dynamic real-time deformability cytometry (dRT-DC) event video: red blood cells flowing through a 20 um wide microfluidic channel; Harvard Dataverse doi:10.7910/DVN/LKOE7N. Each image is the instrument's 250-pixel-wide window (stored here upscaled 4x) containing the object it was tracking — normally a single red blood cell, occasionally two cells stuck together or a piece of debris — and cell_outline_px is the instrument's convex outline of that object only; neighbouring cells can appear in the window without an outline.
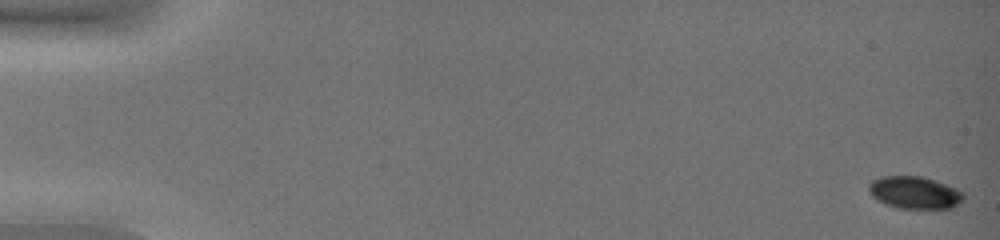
{"species": "common noctule bat (a hibernating species)", "species_latin": "Nyctalus noctula", "temperature_condition": "warm", "stored_images_in_passage": 49, "camera_frame_rate_fps": 3000, "um_per_image_px": 0.085, "animal": {"sex": "female", "body_mass_g": 19.0, "forearm_length_mm": 51.5}, "frame": {"image": 1, "passage_image": 1, "time_ms": 0.0, "image_size_px": [1000, 240], "cell_outline_px": [[964, 200], [952, 208], [896, 208], [884, 204], [872, 196], [868, 188], [868, 184], [872, 180], [880, 176], [920, 176], [944, 184], [964, 192]], "centroid_in_image_um": [77.71, 16.37], "position_along_channel_um": 7.3, "area_um2": 17.8}}
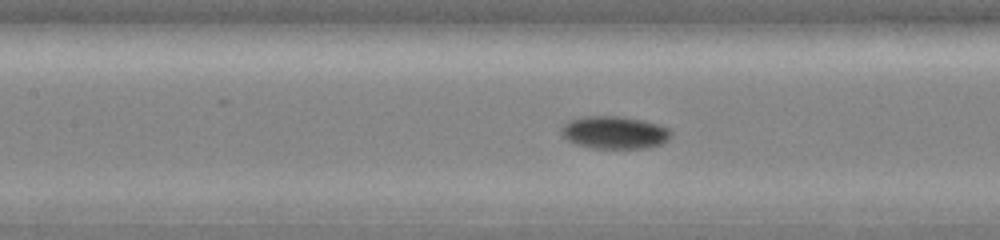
{"frame": {"image": 2, "passage_image": 25, "time_ms": 8.0, "image_size_px": [1000, 240], "cell_outline_px": [[672, 136], [668, 140], [660, 144], [648, 148], [592, 148], [576, 144], [568, 140], [560, 132], [560, 128], [568, 120], [584, 116], [620, 116], [644, 120], [660, 124], [672, 128]], "centroid_in_image_um": [52.27, 11.25], "position_along_channel_um": 155.1, "area_um2": 21.21}}
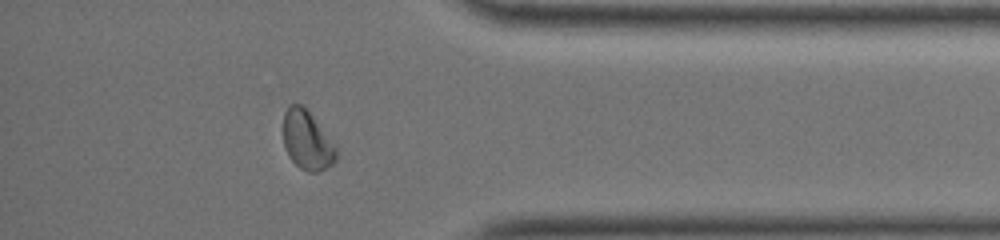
{"frame": {"image": 3, "passage_image": 44, "time_ms": 14.333, "image_size_px": [1000, 240], "cell_outline_px": [[340, 148], [336, 160], [332, 164], [316, 172], [308, 172], [300, 168], [288, 156], [284, 148], [284, 112], [288, 104], [300, 104], [312, 116]], "centroid_in_image_um": [26.14, 11.94], "position_along_channel_um": 409.1, "area_um2": 18.38}, "authors_computed_cell_mechanics": {"area_um2": 19.652, "velocity_mm_per_s": 4.1037, "shape_relaxation_time_tau1_ms": 4.15, "shape_relaxation_time_tau2_ms": null, "deformation_change_tau1": 0.1473, "deformation_change_tau2": null}}